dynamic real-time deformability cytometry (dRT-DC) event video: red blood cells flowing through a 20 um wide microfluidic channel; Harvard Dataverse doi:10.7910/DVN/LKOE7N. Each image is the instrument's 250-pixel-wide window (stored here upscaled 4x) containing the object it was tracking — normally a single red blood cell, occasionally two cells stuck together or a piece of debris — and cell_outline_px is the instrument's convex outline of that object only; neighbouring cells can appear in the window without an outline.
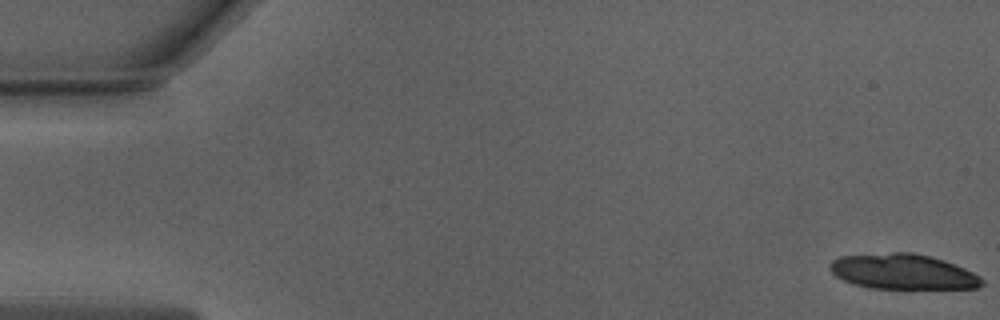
{"species": "Egyptian fruit bat (a non-hibernating species)", "species_latin": "Rousettus aegyptiacus", "temperature_condition": "warm", "stored_images_in_passage": 19, "camera_frame_rate_fps": 3000, "um_per_image_px": 0.085, "animal": {"sex": "male"}, "frame": {"image": 1, "passage_image": 1, "time_ms": 0.0, "image_size_px": [1000, 320], "cell_outline_px": [[984, 284], [980, 288], [868, 288], [844, 280], [836, 276], [832, 272], [828, 264], [832, 260], [840, 256], [892, 252], [912, 252], [944, 260], [964, 268], [980, 276], [984, 280]], "centroid_in_image_um": [76.75, 23.09], "position_along_channel_um": 8.2, "area_um2": 31.15}}
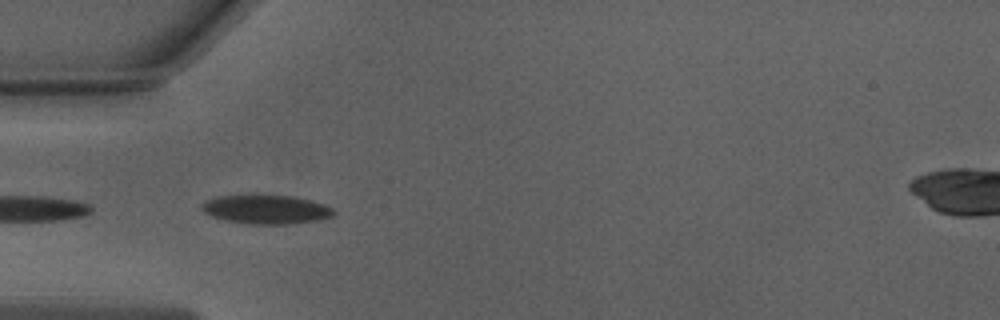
{"frame": {"image": 2, "passage_image": 17, "time_ms": 5.333, "image_size_px": [1000, 320], "cell_outline_px": [[336, 212], [332, 216], [316, 220], [288, 224], [248, 224], [224, 220], [212, 216], [204, 212], [200, 208], [200, 204], [208, 200], [220, 196], [292, 196], [312, 200], [324, 204], [332, 208]], "centroid_in_image_um": [22.62, 17.81], "position_along_channel_um": 62.4, "area_um2": 21.96}}